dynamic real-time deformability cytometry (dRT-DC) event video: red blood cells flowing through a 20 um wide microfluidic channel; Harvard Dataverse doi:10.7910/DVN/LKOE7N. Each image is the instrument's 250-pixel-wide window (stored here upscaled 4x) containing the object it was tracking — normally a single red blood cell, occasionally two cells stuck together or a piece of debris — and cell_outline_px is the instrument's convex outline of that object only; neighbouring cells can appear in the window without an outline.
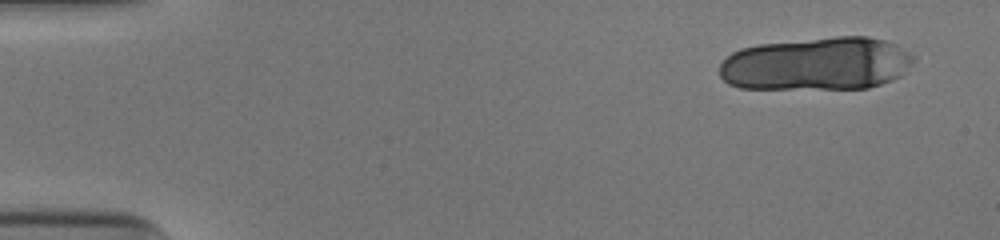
{"species": "human", "species_latin": "Homo sapiens", "temperature_condition": "cold", "stored_images_in_passage": 18, "camera_frame_rate_fps": 3000, "um_per_image_px": 0.085, "donor": {"sex": "male"}, "frame": {"image": 1, "passage_image": 3, "time_ms": 0.667, "image_size_px": [1000, 240], "cell_outline_px": [[916, 60], [900, 76], [892, 80], [868, 88], [740, 88], [728, 84], [720, 76], [720, 64], [732, 52], [740, 48], [760, 44], [836, 36], [868, 36], [884, 40], [896, 44], [916, 56]], "centroid_in_image_um": [69.44, 5.41], "position_along_channel_um": 15.6, "area_um2": 60.29}}